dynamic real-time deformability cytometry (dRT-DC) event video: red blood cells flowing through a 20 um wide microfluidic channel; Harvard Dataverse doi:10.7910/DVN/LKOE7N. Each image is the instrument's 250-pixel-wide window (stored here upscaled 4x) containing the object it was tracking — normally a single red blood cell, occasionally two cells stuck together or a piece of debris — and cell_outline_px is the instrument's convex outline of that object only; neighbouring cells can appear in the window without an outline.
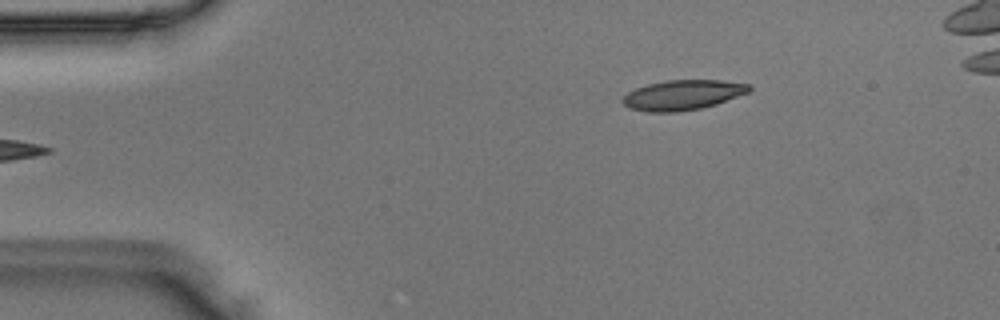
{"species": "Egyptian fruit bat (a non-hibernating species)", "species_latin": "Rousettus aegyptiacus", "temperature_condition": "room temperature", "stored_images_in_passage": 44, "camera_frame_rate_fps": 3000, "um_per_image_px": 0.085, "animal": {"sex": "male"}, "frame": {"image": 1, "passage_image": 1, "time_ms": 0.0, "image_size_px": [1000, 320], "cell_outline_px": [[752, 88], [748, 92], [716, 104], [700, 108], [676, 112], [648, 112], [632, 108], [624, 104], [620, 100], [628, 92], [636, 88], [648, 84], [664, 80], [720, 80], [752, 84]], "centroid_in_image_um": [58.04, 8.06], "position_along_channel_um": 27.0, "area_um2": 22.02}}
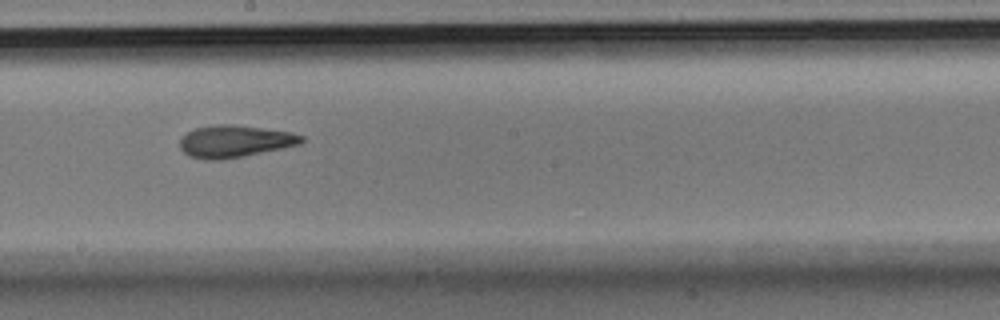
{"frame": {"image": 2, "passage_image": 21, "time_ms": 6.667, "image_size_px": [1000, 320], "cell_outline_px": [[304, 140], [300, 144], [284, 148], [224, 160], [204, 160], [188, 156], [180, 148], [180, 140], [188, 132], [196, 128], [212, 124], [232, 124], [292, 132], [304, 136]], "centroid_in_image_um": [19.96, 12.02], "position_along_channel_um": 228.2, "area_um2": 22.95}}
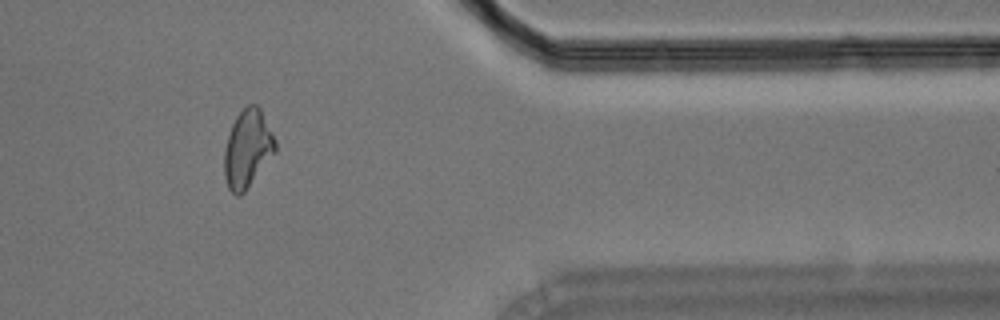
{"frame": {"image": 3, "passage_image": 35, "time_ms": 11.333, "image_size_px": [1000, 320], "cell_outline_px": [[276, 152], [244, 192], [240, 196], [236, 196], [228, 188], [224, 176], [224, 148], [232, 124], [236, 116], [248, 104], [256, 104], [260, 108], [276, 140]], "centroid_in_image_um": [21.04, 12.65], "position_along_channel_um": 390.4, "area_um2": 23.12}}